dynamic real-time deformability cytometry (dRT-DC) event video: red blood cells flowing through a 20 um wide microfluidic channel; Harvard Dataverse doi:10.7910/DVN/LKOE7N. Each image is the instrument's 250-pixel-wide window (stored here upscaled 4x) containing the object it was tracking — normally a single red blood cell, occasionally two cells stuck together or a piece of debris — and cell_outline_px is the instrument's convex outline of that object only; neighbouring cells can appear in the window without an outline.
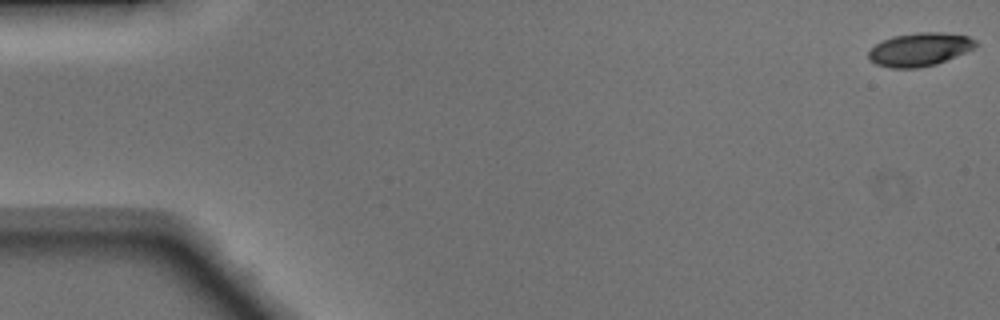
{"species": "Egyptian fruit bat (a non-hibernating species)", "species_latin": "Rousettus aegyptiacus", "temperature_condition": "warm", "stored_images_in_passage": 49, "camera_frame_rate_fps": 3000, "um_per_image_px": 0.085, "animal": {"sex": "male"}, "frame": {"image": 1, "passage_image": 1, "time_ms": 0.0, "image_size_px": [1000, 320], "cell_outline_px": [[980, 44], [976, 48], [936, 64], [920, 68], [892, 68], [876, 64], [868, 60], [868, 52], [876, 44], [892, 36], [916, 32], [944, 32], [968, 36], [976, 40]], "centroid_in_image_um": [78.2, 4.19], "position_along_channel_um": 6.8, "area_um2": 21.04}}
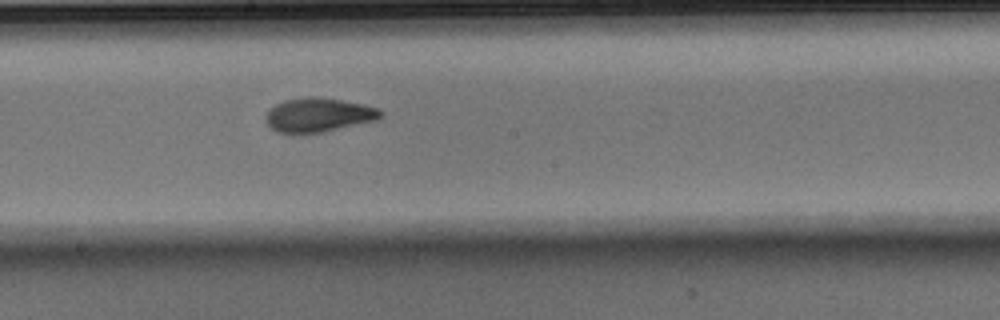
{"frame": {"image": 2, "passage_image": 27, "time_ms": 8.667, "image_size_px": [1000, 320], "cell_outline_px": [[384, 116], [376, 120], [324, 132], [296, 136], [292, 136], [276, 132], [268, 124], [264, 116], [276, 104], [284, 100], [308, 96], [320, 96], [364, 104], [380, 108], [384, 112]], "centroid_in_image_um": [27.07, 9.8], "position_along_channel_um": 221.1, "area_um2": 23.58}}
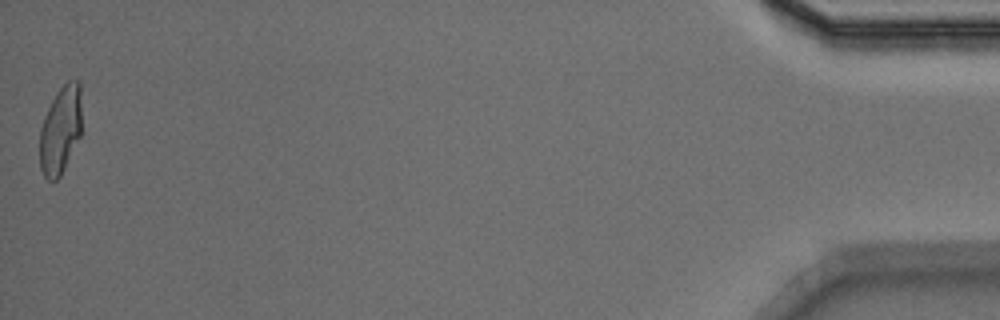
{"frame": {"image": 3, "passage_image": 49, "time_ms": 16.0, "image_size_px": [1000, 320], "cell_outline_px": [[80, 136], [60, 176], [56, 180], [48, 180], [44, 176], [40, 168], [40, 128], [44, 116], [52, 100], [60, 88], [68, 80], [80, 80]], "centroid_in_image_um": [5.12, 11.05], "position_along_channel_um": 430.1, "area_um2": 21.21}, "authors_computed_cell_mechanics": {"area_um2": 22.4264, "velocity_mm_per_s": 4.1455, "shape_relaxation_time_tau1_ms": 4.1296, "shape_relaxation_time_tau2_ms": 1.3151, "deformation_change_tau1": 0.1843, "deformation_change_tau2": 0.07}}